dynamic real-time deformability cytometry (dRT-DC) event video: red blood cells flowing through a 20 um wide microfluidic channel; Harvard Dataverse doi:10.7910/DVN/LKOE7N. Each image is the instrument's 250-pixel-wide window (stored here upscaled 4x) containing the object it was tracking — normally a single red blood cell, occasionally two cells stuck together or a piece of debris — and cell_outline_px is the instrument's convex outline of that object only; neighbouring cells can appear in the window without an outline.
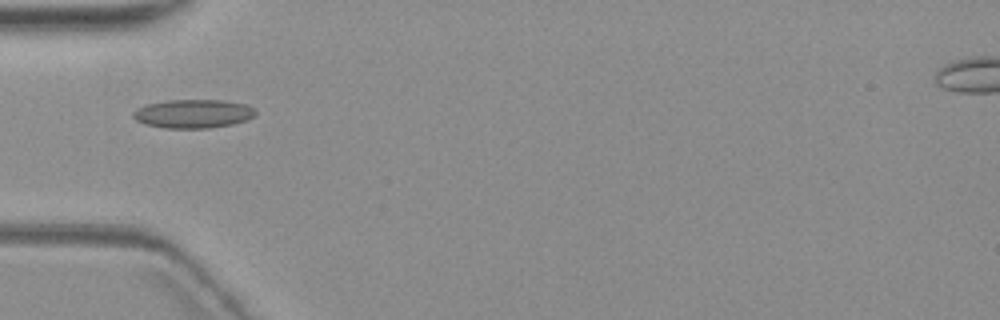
{"species": "common noctule bat (a hibernating species)", "species_latin": "Nyctalus noctula", "temperature_condition": "warm", "stored_images_in_passage": 2, "camera_frame_rate_fps": 3000, "um_per_image_px": 0.085, "animal": {"sex": "female", "body_mass_g": 19.3, "forearm_length_mm": 54.1}, "frame": {"image": 1, "passage_image": 1, "time_ms": 0.0, "image_size_px": [1000, 320], "cell_outline_px": [[256, 112], [252, 116], [244, 120], [232, 124], [208, 128], [164, 128], [144, 124], [136, 120], [132, 116], [132, 112], [136, 108], [144, 104], [168, 100], [224, 100], [248, 104], [256, 108]], "centroid_in_image_um": [16.38, 9.65], "position_along_channel_um": 68.6, "area_um2": 20.63}}
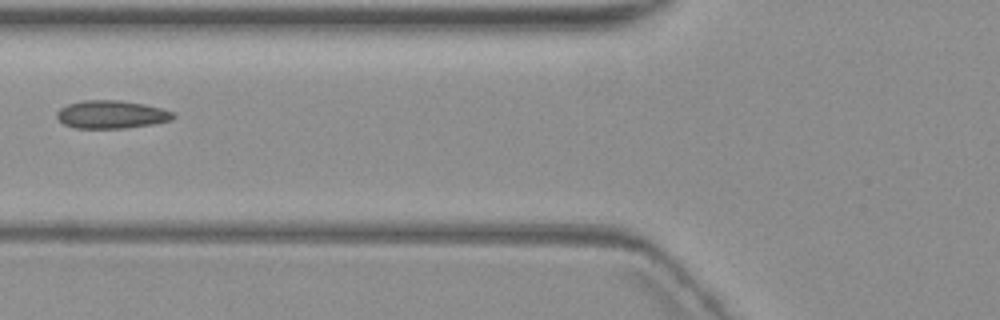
{"frame": {"image": 2, "passage_image": 2, "time_ms": 1.333, "image_size_px": [1000, 320], "cell_outline_px": [[176, 116], [172, 120], [152, 124], [124, 128], [76, 128], [64, 124], [56, 116], [56, 112], [60, 108], [68, 104], [80, 100], [120, 100], [144, 104], [160, 108], [172, 112]], "centroid_in_image_um": [9.45, 9.72], "position_along_channel_um": 116.3, "area_um2": 18.96}}